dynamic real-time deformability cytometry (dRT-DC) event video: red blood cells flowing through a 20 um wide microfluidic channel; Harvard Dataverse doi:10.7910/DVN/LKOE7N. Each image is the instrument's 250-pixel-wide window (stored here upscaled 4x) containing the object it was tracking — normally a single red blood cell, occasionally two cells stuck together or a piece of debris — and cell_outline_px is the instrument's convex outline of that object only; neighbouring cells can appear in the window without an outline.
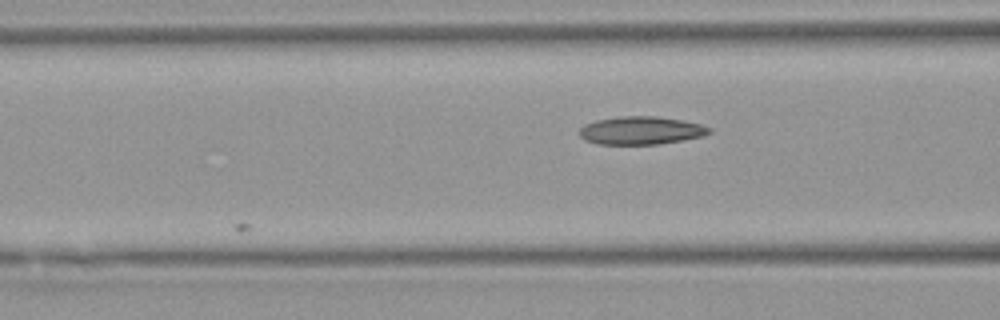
{"species": "Egyptian fruit bat (a non-hibernating species)", "species_latin": "Rousettus aegyptiacus", "temperature_condition": "warm", "stored_images_in_passage": 5, "camera_frame_rate_fps": 3000, "um_per_image_px": 0.085, "animal": {"sex": "female"}, "frame": {"image": 1, "passage_image": 5, "time_ms": 4.667, "image_size_px": [1000, 320], "cell_outline_px": [[712, 132], [704, 136], [684, 140], [656, 144], [596, 144], [584, 140], [576, 132], [584, 124], [596, 120], [620, 116], [656, 116], [680, 120], [700, 124], [712, 128]], "centroid_in_image_um": [54.45, 11.09], "position_along_channel_um": 112.1, "area_um2": 21.39}}